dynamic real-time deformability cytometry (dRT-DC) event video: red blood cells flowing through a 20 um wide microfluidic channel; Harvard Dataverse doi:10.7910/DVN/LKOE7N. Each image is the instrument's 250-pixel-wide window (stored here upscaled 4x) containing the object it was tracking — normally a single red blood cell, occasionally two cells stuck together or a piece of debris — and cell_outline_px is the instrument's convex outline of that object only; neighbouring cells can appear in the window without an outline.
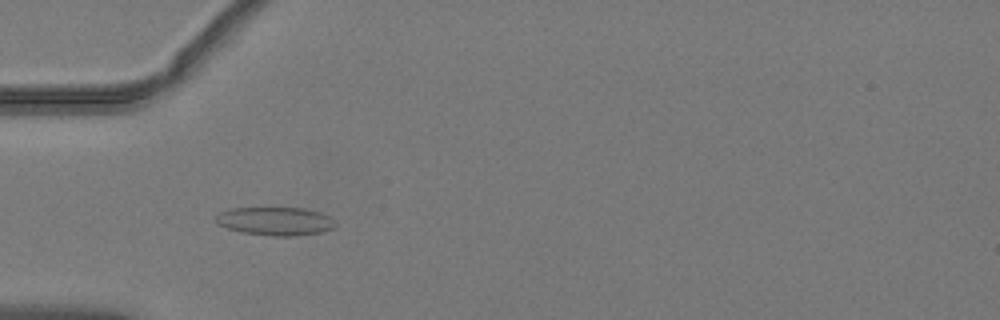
{"species": "common noctule bat (a hibernating species)", "species_latin": "Nyctalus noctula", "temperature_condition": "warm", "stored_images_in_passage": 52, "camera_frame_rate_fps": 3000, "um_per_image_px": 0.085, "animal": {"sex": "male", "body_mass_g": 19.2, "forearm_length_mm": 51.8}, "frame": {"image": 1, "passage_image": 17, "time_ms": 5.333, "image_size_px": [1000, 320], "cell_outline_px": [[336, 224], [332, 228], [320, 232], [296, 236], [272, 236], [244, 232], [228, 228], [220, 224], [216, 220], [216, 216], [220, 212], [232, 208], [308, 208], [332, 216]], "centroid_in_image_um": [23.47, 18.79], "position_along_channel_um": 61.5, "area_um2": 19.65}}
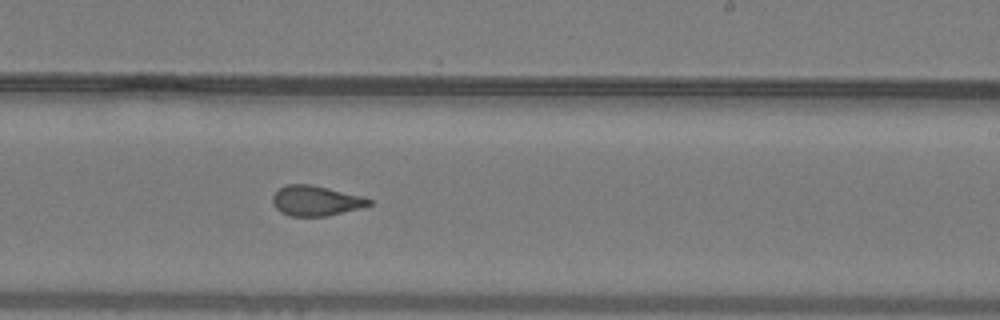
{"frame": {"image": 2, "passage_image": 32, "time_ms": 10.333, "image_size_px": [1000, 320], "cell_outline_px": [[372, 204], [360, 208], [328, 216], [288, 216], [280, 212], [272, 204], [272, 196], [284, 184], [312, 184], [360, 196], [372, 200]], "centroid_in_image_um": [26.8, 17.07], "position_along_channel_um": 262.2, "area_um2": 16.94}}
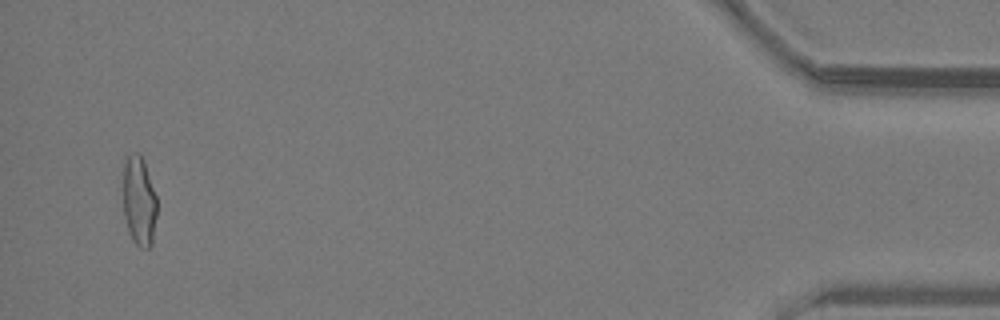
{"frame": {"image": 3, "passage_image": 50, "time_ms": 16.333, "image_size_px": [1000, 320], "cell_outline_px": [[156, 216], [152, 244], [148, 248], [140, 248], [132, 240], [128, 232], [124, 216], [124, 156], [132, 152], [140, 152], [144, 160], [156, 196]], "centroid_in_image_um": [11.81, 17.06], "position_along_channel_um": 423.4, "area_um2": 17.86}, "authors_computed_cell_mechanics": {"area_um2": 17.8602, "velocity_mm_per_s": 4.0594, "shape_relaxation_time_tau1_ms": 9.8612, "shape_relaxation_time_tau2_ms": 0.841, "deformation_change_tau1": 0.2447, "deformation_change_tau2": 0.0829}}